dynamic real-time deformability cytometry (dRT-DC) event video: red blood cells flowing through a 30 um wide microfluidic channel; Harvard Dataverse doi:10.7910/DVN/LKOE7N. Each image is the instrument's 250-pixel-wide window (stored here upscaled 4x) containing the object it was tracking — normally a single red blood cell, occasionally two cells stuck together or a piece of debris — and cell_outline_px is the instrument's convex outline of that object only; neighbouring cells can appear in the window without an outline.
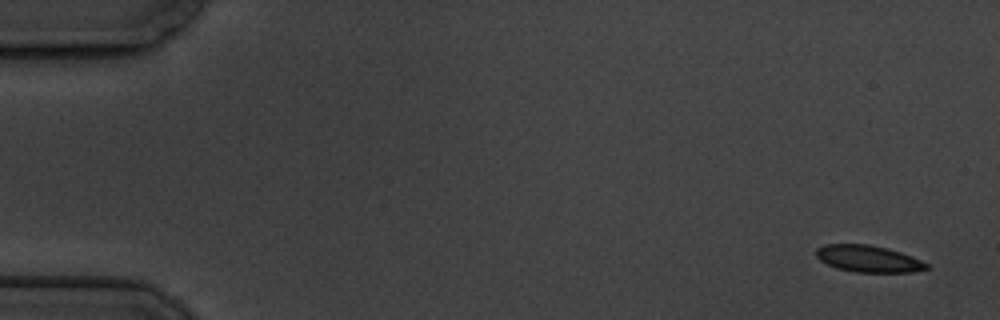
{"species": "common noctule bat (a hibernating species)", "species_latin": "Nyctalus noctula", "temperature_condition": "cold", "stored_images_in_passage": 10, "camera_frame_rate_fps": 3000, "um_per_image_px": 0.085, "animal": {"sex": "male", "body_mass_g": 19.5, "forearm_length_mm": 54.6}, "frame": {"image": 1, "passage_image": 1, "time_ms": 0.0, "image_size_px": [1000, 320], "cell_outline_px": [[932, 268], [912, 272], [856, 272], [836, 268], [820, 260], [816, 256], [816, 248], [824, 244], [868, 244], [888, 248], [912, 256], [928, 264]], "centroid_in_image_um": [73.82, 21.99], "position_along_channel_um": 11.2, "area_um2": 17.28}}
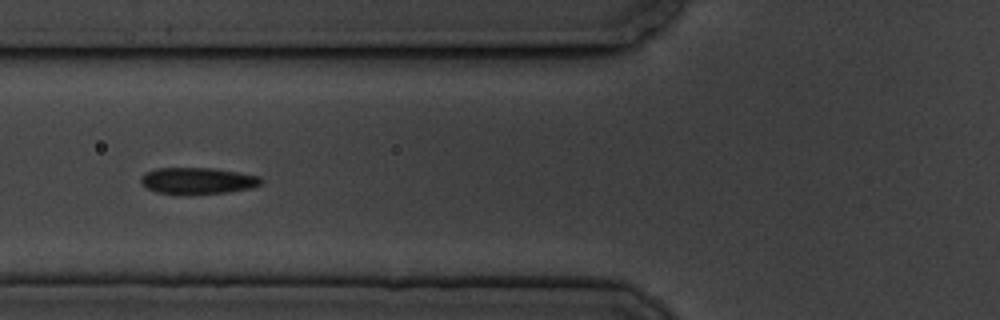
{"frame": {"image": 2, "passage_image": 6, "time_ms": 6.667, "image_size_px": [1000, 320], "cell_outline_px": [[264, 180], [260, 184], [252, 188], [228, 192], [188, 196], [156, 192], [148, 188], [140, 180], [140, 176], [144, 172], [156, 168], [212, 168], [260, 176]], "centroid_in_image_um": [16.79, 15.38], "position_along_channel_um": 109.0, "area_um2": 18.96}}
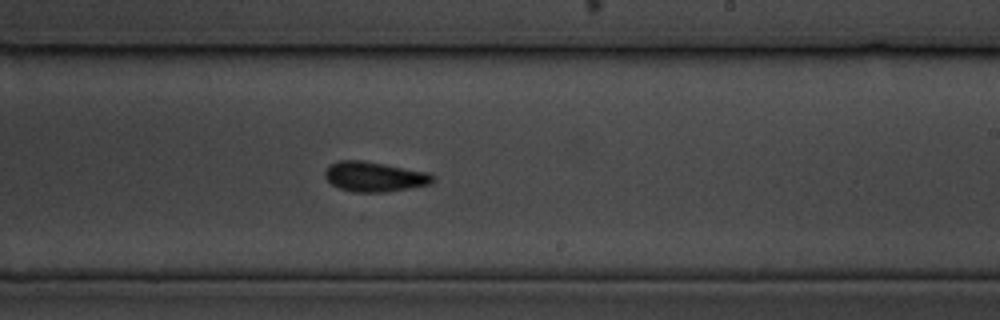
{"frame": {"image": 3, "passage_image": 10, "time_ms": 11.0, "image_size_px": [1000, 320], "cell_outline_px": [[436, 180], [432, 184], [384, 192], [352, 192], [340, 188], [332, 184], [324, 176], [324, 172], [328, 164], [336, 160], [364, 160], [428, 172], [436, 176]], "centroid_in_image_um": [31.83, 15.0], "position_along_channel_um": 257.2, "area_um2": 19.07}}